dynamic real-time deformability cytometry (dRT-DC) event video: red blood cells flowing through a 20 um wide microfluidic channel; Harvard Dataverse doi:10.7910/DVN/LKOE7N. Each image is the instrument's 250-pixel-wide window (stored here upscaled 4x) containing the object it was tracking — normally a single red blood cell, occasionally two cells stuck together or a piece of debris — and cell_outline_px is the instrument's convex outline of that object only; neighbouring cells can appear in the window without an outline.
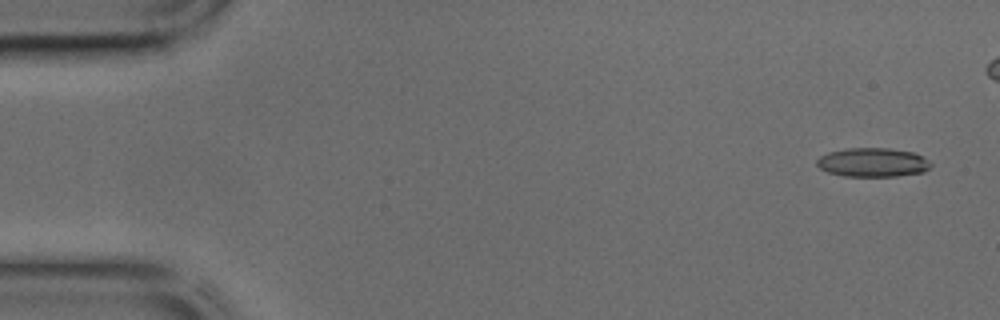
{"species": "common noctule bat (a hibernating species)", "species_latin": "Nyctalus noctula", "temperature_condition": "cold", "stored_images_in_passage": 7, "camera_frame_rate_fps": 3000, "um_per_image_px": 0.085, "animal": {"sex": "male", "body_mass_g": 17.9, "forearm_length_mm": 54.2}, "frame": {"image": 1, "passage_image": 1, "time_ms": 0.0, "image_size_px": [1000, 320], "cell_outline_px": [[932, 164], [924, 172], [896, 176], [844, 176], [828, 172], [820, 168], [816, 164], [816, 160], [820, 156], [828, 152], [848, 148], [888, 148], [912, 152], [928, 160]], "centroid_in_image_um": [74.15, 13.8], "position_along_channel_um": 10.8, "area_um2": 19.13}}